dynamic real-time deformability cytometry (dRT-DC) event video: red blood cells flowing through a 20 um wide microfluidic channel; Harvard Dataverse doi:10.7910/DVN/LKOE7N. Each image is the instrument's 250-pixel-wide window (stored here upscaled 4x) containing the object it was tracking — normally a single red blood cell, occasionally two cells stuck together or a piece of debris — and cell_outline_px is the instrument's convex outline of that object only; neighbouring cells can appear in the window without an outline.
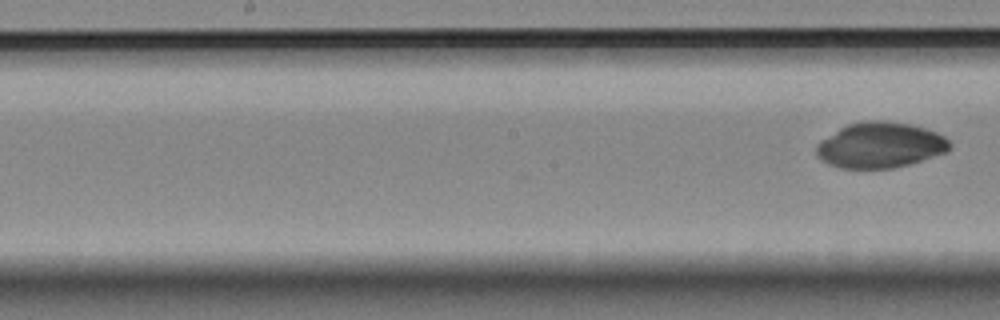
{"species": "Egyptian fruit bat (a non-hibernating species)", "species_latin": "Rousettus aegyptiacus", "temperature_condition": "room temperature", "stored_images_in_passage": 9, "segment_of_instrument_passage": [2, 2], "camera_frame_rate_fps": 3000, "um_per_image_px": 0.085, "animal": {"sex": "female"}, "frame": {"image": 1, "passage_image": 9, "time_ms": 2.667, "image_size_px": [1000, 320], "cell_outline_px": [[952, 148], [948, 152], [908, 164], [892, 168], [840, 168], [828, 164], [820, 160], [816, 156], [816, 144], [820, 140], [840, 128], [848, 124], [868, 120], [884, 120], [912, 124], [936, 132], [944, 136], [952, 144]], "centroid_in_image_um": [74.81, 12.33], "position_along_channel_um": 173.4, "area_um2": 35.66}}